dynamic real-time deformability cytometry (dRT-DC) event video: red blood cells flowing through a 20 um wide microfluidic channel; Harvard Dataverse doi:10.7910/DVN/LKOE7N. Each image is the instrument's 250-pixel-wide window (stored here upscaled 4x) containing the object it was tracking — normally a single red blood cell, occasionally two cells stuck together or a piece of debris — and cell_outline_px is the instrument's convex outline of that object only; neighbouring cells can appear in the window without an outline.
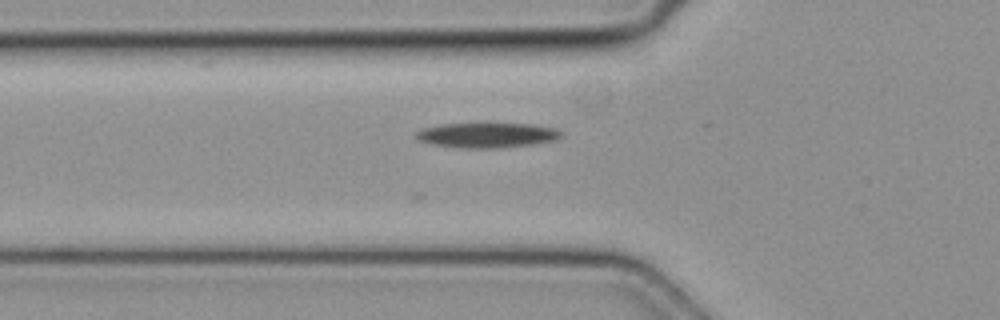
{"species": "common noctule bat (a hibernating species)", "species_latin": "Nyctalus noctula", "temperature_condition": "cold", "stored_images_in_passage": 10, "camera_frame_rate_fps": 3000, "um_per_image_px": 0.085, "animal": {"sex": "female", "body_mass_g": 19.3, "forearm_length_mm": 54.1}, "frame": {"image": 1, "passage_image": 4, "time_ms": 1.0, "image_size_px": [1000, 320], "cell_outline_px": [[564, 132], [556, 140], [532, 144], [500, 148], [456, 148], [432, 144], [420, 140], [416, 136], [416, 132], [420, 128], [440, 124], [532, 124], [556, 128]], "centroid_in_image_um": [41.4, 11.49], "position_along_channel_um": 84.4, "area_um2": 21.15}}
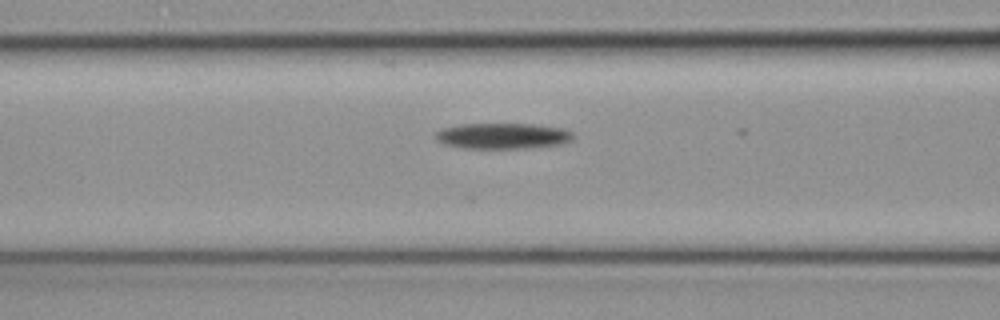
{"frame": {"image": 2, "passage_image": 7, "time_ms": 2.0, "image_size_px": [1000, 320], "cell_outline_px": [[572, 140], [560, 144], [532, 148], [464, 148], [444, 144], [436, 140], [436, 132], [444, 128], [460, 124], [532, 124], [564, 128], [572, 132]], "centroid_in_image_um": [42.74, 11.55], "position_along_channel_um": 123.9, "area_um2": 20.63}}